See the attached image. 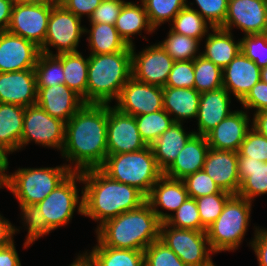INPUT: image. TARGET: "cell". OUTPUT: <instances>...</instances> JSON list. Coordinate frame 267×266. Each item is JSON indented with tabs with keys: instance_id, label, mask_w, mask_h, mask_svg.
Returning <instances> with one entry per match:
<instances>
[{
	"instance_id": "obj_1",
	"label": "cell",
	"mask_w": 267,
	"mask_h": 266,
	"mask_svg": "<svg viewBox=\"0 0 267 266\" xmlns=\"http://www.w3.org/2000/svg\"><path fill=\"white\" fill-rule=\"evenodd\" d=\"M107 122L108 104H84L66 122L61 155L72 171L82 172L104 164L108 155Z\"/></svg>"
},
{
	"instance_id": "obj_2",
	"label": "cell",
	"mask_w": 267,
	"mask_h": 266,
	"mask_svg": "<svg viewBox=\"0 0 267 266\" xmlns=\"http://www.w3.org/2000/svg\"><path fill=\"white\" fill-rule=\"evenodd\" d=\"M81 175L83 216L97 221V228L106 220L146 202V196L140 190L110 178L100 168L82 171Z\"/></svg>"
},
{
	"instance_id": "obj_3",
	"label": "cell",
	"mask_w": 267,
	"mask_h": 266,
	"mask_svg": "<svg viewBox=\"0 0 267 266\" xmlns=\"http://www.w3.org/2000/svg\"><path fill=\"white\" fill-rule=\"evenodd\" d=\"M161 224L162 221L146 201L136 209L106 220L95 228V233L103 246L144 251L160 239Z\"/></svg>"
},
{
	"instance_id": "obj_4",
	"label": "cell",
	"mask_w": 267,
	"mask_h": 266,
	"mask_svg": "<svg viewBox=\"0 0 267 266\" xmlns=\"http://www.w3.org/2000/svg\"><path fill=\"white\" fill-rule=\"evenodd\" d=\"M131 77V51L89 54L87 104L110 105Z\"/></svg>"
},
{
	"instance_id": "obj_5",
	"label": "cell",
	"mask_w": 267,
	"mask_h": 266,
	"mask_svg": "<svg viewBox=\"0 0 267 266\" xmlns=\"http://www.w3.org/2000/svg\"><path fill=\"white\" fill-rule=\"evenodd\" d=\"M100 169L110 178L137 188L146 197L163 175L151 146L135 152L108 154Z\"/></svg>"
},
{
	"instance_id": "obj_6",
	"label": "cell",
	"mask_w": 267,
	"mask_h": 266,
	"mask_svg": "<svg viewBox=\"0 0 267 266\" xmlns=\"http://www.w3.org/2000/svg\"><path fill=\"white\" fill-rule=\"evenodd\" d=\"M252 202L233 195L219 217L207 228L208 242L213 253L237 250L243 242L251 221Z\"/></svg>"
},
{
	"instance_id": "obj_7",
	"label": "cell",
	"mask_w": 267,
	"mask_h": 266,
	"mask_svg": "<svg viewBox=\"0 0 267 266\" xmlns=\"http://www.w3.org/2000/svg\"><path fill=\"white\" fill-rule=\"evenodd\" d=\"M73 171L65 164L56 167L18 168L6 174L7 190L18 204L37 205Z\"/></svg>"
},
{
	"instance_id": "obj_8",
	"label": "cell",
	"mask_w": 267,
	"mask_h": 266,
	"mask_svg": "<svg viewBox=\"0 0 267 266\" xmlns=\"http://www.w3.org/2000/svg\"><path fill=\"white\" fill-rule=\"evenodd\" d=\"M82 182L81 172H72L46 198L37 204L52 230L66 226L72 220L77 208L83 215V190L79 196L77 183Z\"/></svg>"
},
{
	"instance_id": "obj_9",
	"label": "cell",
	"mask_w": 267,
	"mask_h": 266,
	"mask_svg": "<svg viewBox=\"0 0 267 266\" xmlns=\"http://www.w3.org/2000/svg\"><path fill=\"white\" fill-rule=\"evenodd\" d=\"M187 266H216L206 231L178 229L162 222L160 239ZM207 245V246H206Z\"/></svg>"
},
{
	"instance_id": "obj_10",
	"label": "cell",
	"mask_w": 267,
	"mask_h": 266,
	"mask_svg": "<svg viewBox=\"0 0 267 266\" xmlns=\"http://www.w3.org/2000/svg\"><path fill=\"white\" fill-rule=\"evenodd\" d=\"M81 21V18L56 3L52 7L46 37L40 51L48 55L78 52L80 38L85 35L86 28L81 25ZM49 47L55 48L56 54Z\"/></svg>"
},
{
	"instance_id": "obj_11",
	"label": "cell",
	"mask_w": 267,
	"mask_h": 266,
	"mask_svg": "<svg viewBox=\"0 0 267 266\" xmlns=\"http://www.w3.org/2000/svg\"><path fill=\"white\" fill-rule=\"evenodd\" d=\"M66 122L50 116L37 104L25 107L20 150L32 141L62 152Z\"/></svg>"
},
{
	"instance_id": "obj_12",
	"label": "cell",
	"mask_w": 267,
	"mask_h": 266,
	"mask_svg": "<svg viewBox=\"0 0 267 266\" xmlns=\"http://www.w3.org/2000/svg\"><path fill=\"white\" fill-rule=\"evenodd\" d=\"M174 62L159 43L147 46L139 53L131 46L132 77L137 81L165 87Z\"/></svg>"
},
{
	"instance_id": "obj_13",
	"label": "cell",
	"mask_w": 267,
	"mask_h": 266,
	"mask_svg": "<svg viewBox=\"0 0 267 266\" xmlns=\"http://www.w3.org/2000/svg\"><path fill=\"white\" fill-rule=\"evenodd\" d=\"M54 5L14 3L7 31L41 47L44 44L48 20Z\"/></svg>"
},
{
	"instance_id": "obj_14",
	"label": "cell",
	"mask_w": 267,
	"mask_h": 266,
	"mask_svg": "<svg viewBox=\"0 0 267 266\" xmlns=\"http://www.w3.org/2000/svg\"><path fill=\"white\" fill-rule=\"evenodd\" d=\"M146 147L139 133L135 116L123 113L108 104V154L135 152Z\"/></svg>"
},
{
	"instance_id": "obj_15",
	"label": "cell",
	"mask_w": 267,
	"mask_h": 266,
	"mask_svg": "<svg viewBox=\"0 0 267 266\" xmlns=\"http://www.w3.org/2000/svg\"><path fill=\"white\" fill-rule=\"evenodd\" d=\"M114 107L132 116L162 110L163 87L143 83L131 77L121 89Z\"/></svg>"
},
{
	"instance_id": "obj_16",
	"label": "cell",
	"mask_w": 267,
	"mask_h": 266,
	"mask_svg": "<svg viewBox=\"0 0 267 266\" xmlns=\"http://www.w3.org/2000/svg\"><path fill=\"white\" fill-rule=\"evenodd\" d=\"M244 35L267 33V2L265 0H229L224 24L220 27L232 32V28Z\"/></svg>"
},
{
	"instance_id": "obj_17",
	"label": "cell",
	"mask_w": 267,
	"mask_h": 266,
	"mask_svg": "<svg viewBox=\"0 0 267 266\" xmlns=\"http://www.w3.org/2000/svg\"><path fill=\"white\" fill-rule=\"evenodd\" d=\"M40 47L9 31H0V73L34 69Z\"/></svg>"
},
{
	"instance_id": "obj_18",
	"label": "cell",
	"mask_w": 267,
	"mask_h": 266,
	"mask_svg": "<svg viewBox=\"0 0 267 266\" xmlns=\"http://www.w3.org/2000/svg\"><path fill=\"white\" fill-rule=\"evenodd\" d=\"M250 121L248 111L234 110L206 135L209 148L238 152Z\"/></svg>"
},
{
	"instance_id": "obj_19",
	"label": "cell",
	"mask_w": 267,
	"mask_h": 266,
	"mask_svg": "<svg viewBox=\"0 0 267 266\" xmlns=\"http://www.w3.org/2000/svg\"><path fill=\"white\" fill-rule=\"evenodd\" d=\"M203 170L221 190L237 195L241 186L238 178V152L209 148Z\"/></svg>"
},
{
	"instance_id": "obj_20",
	"label": "cell",
	"mask_w": 267,
	"mask_h": 266,
	"mask_svg": "<svg viewBox=\"0 0 267 266\" xmlns=\"http://www.w3.org/2000/svg\"><path fill=\"white\" fill-rule=\"evenodd\" d=\"M261 69L241 51L222 70L223 87L241 102L252 87L259 82Z\"/></svg>"
},
{
	"instance_id": "obj_21",
	"label": "cell",
	"mask_w": 267,
	"mask_h": 266,
	"mask_svg": "<svg viewBox=\"0 0 267 266\" xmlns=\"http://www.w3.org/2000/svg\"><path fill=\"white\" fill-rule=\"evenodd\" d=\"M37 102L36 76L34 69L0 73V103L23 107Z\"/></svg>"
},
{
	"instance_id": "obj_22",
	"label": "cell",
	"mask_w": 267,
	"mask_h": 266,
	"mask_svg": "<svg viewBox=\"0 0 267 266\" xmlns=\"http://www.w3.org/2000/svg\"><path fill=\"white\" fill-rule=\"evenodd\" d=\"M50 116L68 122L85 104L83 99L65 84L37 87V102Z\"/></svg>"
},
{
	"instance_id": "obj_23",
	"label": "cell",
	"mask_w": 267,
	"mask_h": 266,
	"mask_svg": "<svg viewBox=\"0 0 267 266\" xmlns=\"http://www.w3.org/2000/svg\"><path fill=\"white\" fill-rule=\"evenodd\" d=\"M231 95L224 88H218L200 94L199 109L196 116L197 135L206 136L231 112Z\"/></svg>"
},
{
	"instance_id": "obj_24",
	"label": "cell",
	"mask_w": 267,
	"mask_h": 266,
	"mask_svg": "<svg viewBox=\"0 0 267 266\" xmlns=\"http://www.w3.org/2000/svg\"><path fill=\"white\" fill-rule=\"evenodd\" d=\"M188 197L182 179L170 178L163 174L152 187L146 201L159 219L165 222L166 213L159 210V207L174 213Z\"/></svg>"
},
{
	"instance_id": "obj_25",
	"label": "cell",
	"mask_w": 267,
	"mask_h": 266,
	"mask_svg": "<svg viewBox=\"0 0 267 266\" xmlns=\"http://www.w3.org/2000/svg\"><path fill=\"white\" fill-rule=\"evenodd\" d=\"M208 150L206 136L194 134L163 174L170 178L183 179L189 174L203 170Z\"/></svg>"
},
{
	"instance_id": "obj_26",
	"label": "cell",
	"mask_w": 267,
	"mask_h": 266,
	"mask_svg": "<svg viewBox=\"0 0 267 266\" xmlns=\"http://www.w3.org/2000/svg\"><path fill=\"white\" fill-rule=\"evenodd\" d=\"M183 123L174 122L151 145L154 157L160 170L164 173L175 161L177 155L195 134L183 128Z\"/></svg>"
},
{
	"instance_id": "obj_27",
	"label": "cell",
	"mask_w": 267,
	"mask_h": 266,
	"mask_svg": "<svg viewBox=\"0 0 267 266\" xmlns=\"http://www.w3.org/2000/svg\"><path fill=\"white\" fill-rule=\"evenodd\" d=\"M238 178L241 183L238 196L254 202L257 196L267 194V162L238 156Z\"/></svg>"
},
{
	"instance_id": "obj_28",
	"label": "cell",
	"mask_w": 267,
	"mask_h": 266,
	"mask_svg": "<svg viewBox=\"0 0 267 266\" xmlns=\"http://www.w3.org/2000/svg\"><path fill=\"white\" fill-rule=\"evenodd\" d=\"M200 93L195 88L163 87V109L174 122L195 118L198 113Z\"/></svg>"
},
{
	"instance_id": "obj_29",
	"label": "cell",
	"mask_w": 267,
	"mask_h": 266,
	"mask_svg": "<svg viewBox=\"0 0 267 266\" xmlns=\"http://www.w3.org/2000/svg\"><path fill=\"white\" fill-rule=\"evenodd\" d=\"M210 30L201 55L223 70L241 51V40L235 42L233 33L220 27Z\"/></svg>"
},
{
	"instance_id": "obj_30",
	"label": "cell",
	"mask_w": 267,
	"mask_h": 266,
	"mask_svg": "<svg viewBox=\"0 0 267 266\" xmlns=\"http://www.w3.org/2000/svg\"><path fill=\"white\" fill-rule=\"evenodd\" d=\"M139 2H125L120 10L119 16L116 20L115 28L120 37L128 46H135L133 37L137 34L142 36V30L146 34L155 32V28L149 21L148 14L144 8L143 3ZM133 35V36H132Z\"/></svg>"
},
{
	"instance_id": "obj_31",
	"label": "cell",
	"mask_w": 267,
	"mask_h": 266,
	"mask_svg": "<svg viewBox=\"0 0 267 266\" xmlns=\"http://www.w3.org/2000/svg\"><path fill=\"white\" fill-rule=\"evenodd\" d=\"M25 107L0 103V145L10 154L20 150Z\"/></svg>"
},
{
	"instance_id": "obj_32",
	"label": "cell",
	"mask_w": 267,
	"mask_h": 266,
	"mask_svg": "<svg viewBox=\"0 0 267 266\" xmlns=\"http://www.w3.org/2000/svg\"><path fill=\"white\" fill-rule=\"evenodd\" d=\"M90 30L85 28L90 54H106L119 51H131L120 37L115 25L107 23H90Z\"/></svg>"
},
{
	"instance_id": "obj_33",
	"label": "cell",
	"mask_w": 267,
	"mask_h": 266,
	"mask_svg": "<svg viewBox=\"0 0 267 266\" xmlns=\"http://www.w3.org/2000/svg\"><path fill=\"white\" fill-rule=\"evenodd\" d=\"M61 61L64 70V84L78 94L87 104V80L89 56H82L80 51L56 55Z\"/></svg>"
},
{
	"instance_id": "obj_34",
	"label": "cell",
	"mask_w": 267,
	"mask_h": 266,
	"mask_svg": "<svg viewBox=\"0 0 267 266\" xmlns=\"http://www.w3.org/2000/svg\"><path fill=\"white\" fill-rule=\"evenodd\" d=\"M96 242L91 252L87 250L85 253L97 266H144V251L113 248Z\"/></svg>"
},
{
	"instance_id": "obj_35",
	"label": "cell",
	"mask_w": 267,
	"mask_h": 266,
	"mask_svg": "<svg viewBox=\"0 0 267 266\" xmlns=\"http://www.w3.org/2000/svg\"><path fill=\"white\" fill-rule=\"evenodd\" d=\"M191 5V6H190ZM189 3L173 18L171 30L178 34L201 40L207 36L210 24ZM209 25V26H208Z\"/></svg>"
},
{
	"instance_id": "obj_36",
	"label": "cell",
	"mask_w": 267,
	"mask_h": 266,
	"mask_svg": "<svg viewBox=\"0 0 267 266\" xmlns=\"http://www.w3.org/2000/svg\"><path fill=\"white\" fill-rule=\"evenodd\" d=\"M135 119L141 138L147 146H151L174 123L173 118L164 109L137 115Z\"/></svg>"
},
{
	"instance_id": "obj_37",
	"label": "cell",
	"mask_w": 267,
	"mask_h": 266,
	"mask_svg": "<svg viewBox=\"0 0 267 266\" xmlns=\"http://www.w3.org/2000/svg\"><path fill=\"white\" fill-rule=\"evenodd\" d=\"M158 43L174 61L194 60L201 55L198 39L178 34L171 29L167 38Z\"/></svg>"
},
{
	"instance_id": "obj_38",
	"label": "cell",
	"mask_w": 267,
	"mask_h": 266,
	"mask_svg": "<svg viewBox=\"0 0 267 266\" xmlns=\"http://www.w3.org/2000/svg\"><path fill=\"white\" fill-rule=\"evenodd\" d=\"M223 87L222 69L202 55L194 59V88L201 94Z\"/></svg>"
},
{
	"instance_id": "obj_39",
	"label": "cell",
	"mask_w": 267,
	"mask_h": 266,
	"mask_svg": "<svg viewBox=\"0 0 267 266\" xmlns=\"http://www.w3.org/2000/svg\"><path fill=\"white\" fill-rule=\"evenodd\" d=\"M36 87L64 84L62 61L56 55L40 53L34 68Z\"/></svg>"
},
{
	"instance_id": "obj_40",
	"label": "cell",
	"mask_w": 267,
	"mask_h": 266,
	"mask_svg": "<svg viewBox=\"0 0 267 266\" xmlns=\"http://www.w3.org/2000/svg\"><path fill=\"white\" fill-rule=\"evenodd\" d=\"M151 25L158 30L162 24L171 23L173 18L187 5V0H140Z\"/></svg>"
},
{
	"instance_id": "obj_41",
	"label": "cell",
	"mask_w": 267,
	"mask_h": 266,
	"mask_svg": "<svg viewBox=\"0 0 267 266\" xmlns=\"http://www.w3.org/2000/svg\"><path fill=\"white\" fill-rule=\"evenodd\" d=\"M21 211L22 225L26 226L27 236L25 238L24 247H30L33 243L44 235L53 231L47 224L43 213L37 205L19 204Z\"/></svg>"
},
{
	"instance_id": "obj_42",
	"label": "cell",
	"mask_w": 267,
	"mask_h": 266,
	"mask_svg": "<svg viewBox=\"0 0 267 266\" xmlns=\"http://www.w3.org/2000/svg\"><path fill=\"white\" fill-rule=\"evenodd\" d=\"M165 222L178 229L206 231L201 224L196 200L191 197H188L174 213H166Z\"/></svg>"
},
{
	"instance_id": "obj_43",
	"label": "cell",
	"mask_w": 267,
	"mask_h": 266,
	"mask_svg": "<svg viewBox=\"0 0 267 266\" xmlns=\"http://www.w3.org/2000/svg\"><path fill=\"white\" fill-rule=\"evenodd\" d=\"M232 196L233 195L231 193L221 190L219 193H214L195 199L201 224L206 230L219 217L226 202Z\"/></svg>"
},
{
	"instance_id": "obj_44",
	"label": "cell",
	"mask_w": 267,
	"mask_h": 266,
	"mask_svg": "<svg viewBox=\"0 0 267 266\" xmlns=\"http://www.w3.org/2000/svg\"><path fill=\"white\" fill-rule=\"evenodd\" d=\"M144 266H187L160 240L152 242L144 250Z\"/></svg>"
},
{
	"instance_id": "obj_45",
	"label": "cell",
	"mask_w": 267,
	"mask_h": 266,
	"mask_svg": "<svg viewBox=\"0 0 267 266\" xmlns=\"http://www.w3.org/2000/svg\"><path fill=\"white\" fill-rule=\"evenodd\" d=\"M241 40V52L262 69L267 67V33L244 35Z\"/></svg>"
},
{
	"instance_id": "obj_46",
	"label": "cell",
	"mask_w": 267,
	"mask_h": 266,
	"mask_svg": "<svg viewBox=\"0 0 267 266\" xmlns=\"http://www.w3.org/2000/svg\"><path fill=\"white\" fill-rule=\"evenodd\" d=\"M182 181L189 197L194 199L221 191V188L204 170L189 174L185 176Z\"/></svg>"
},
{
	"instance_id": "obj_47",
	"label": "cell",
	"mask_w": 267,
	"mask_h": 266,
	"mask_svg": "<svg viewBox=\"0 0 267 266\" xmlns=\"http://www.w3.org/2000/svg\"><path fill=\"white\" fill-rule=\"evenodd\" d=\"M238 156H246L266 163L267 138L251 126L240 145Z\"/></svg>"
},
{
	"instance_id": "obj_48",
	"label": "cell",
	"mask_w": 267,
	"mask_h": 266,
	"mask_svg": "<svg viewBox=\"0 0 267 266\" xmlns=\"http://www.w3.org/2000/svg\"><path fill=\"white\" fill-rule=\"evenodd\" d=\"M229 0H195L196 10L213 28L221 27L227 15Z\"/></svg>"
},
{
	"instance_id": "obj_49",
	"label": "cell",
	"mask_w": 267,
	"mask_h": 266,
	"mask_svg": "<svg viewBox=\"0 0 267 266\" xmlns=\"http://www.w3.org/2000/svg\"><path fill=\"white\" fill-rule=\"evenodd\" d=\"M165 86L194 88V60L175 61Z\"/></svg>"
},
{
	"instance_id": "obj_50",
	"label": "cell",
	"mask_w": 267,
	"mask_h": 266,
	"mask_svg": "<svg viewBox=\"0 0 267 266\" xmlns=\"http://www.w3.org/2000/svg\"><path fill=\"white\" fill-rule=\"evenodd\" d=\"M125 0H102L94 12L89 17L90 23L116 24L120 10Z\"/></svg>"
},
{
	"instance_id": "obj_51",
	"label": "cell",
	"mask_w": 267,
	"mask_h": 266,
	"mask_svg": "<svg viewBox=\"0 0 267 266\" xmlns=\"http://www.w3.org/2000/svg\"><path fill=\"white\" fill-rule=\"evenodd\" d=\"M240 103L243 110L255 109L254 113L267 110V83L257 82Z\"/></svg>"
},
{
	"instance_id": "obj_52",
	"label": "cell",
	"mask_w": 267,
	"mask_h": 266,
	"mask_svg": "<svg viewBox=\"0 0 267 266\" xmlns=\"http://www.w3.org/2000/svg\"><path fill=\"white\" fill-rule=\"evenodd\" d=\"M102 0H58L65 9L81 18L87 16L88 19Z\"/></svg>"
},
{
	"instance_id": "obj_53",
	"label": "cell",
	"mask_w": 267,
	"mask_h": 266,
	"mask_svg": "<svg viewBox=\"0 0 267 266\" xmlns=\"http://www.w3.org/2000/svg\"><path fill=\"white\" fill-rule=\"evenodd\" d=\"M254 227V237L249 242V246L253 249L259 266H267V229Z\"/></svg>"
},
{
	"instance_id": "obj_54",
	"label": "cell",
	"mask_w": 267,
	"mask_h": 266,
	"mask_svg": "<svg viewBox=\"0 0 267 266\" xmlns=\"http://www.w3.org/2000/svg\"><path fill=\"white\" fill-rule=\"evenodd\" d=\"M1 215L2 214H0V249L11 245L14 242L13 236L20 231L15 225H12L9 219Z\"/></svg>"
},
{
	"instance_id": "obj_55",
	"label": "cell",
	"mask_w": 267,
	"mask_h": 266,
	"mask_svg": "<svg viewBox=\"0 0 267 266\" xmlns=\"http://www.w3.org/2000/svg\"><path fill=\"white\" fill-rule=\"evenodd\" d=\"M14 243L0 249V266H22Z\"/></svg>"
},
{
	"instance_id": "obj_56",
	"label": "cell",
	"mask_w": 267,
	"mask_h": 266,
	"mask_svg": "<svg viewBox=\"0 0 267 266\" xmlns=\"http://www.w3.org/2000/svg\"><path fill=\"white\" fill-rule=\"evenodd\" d=\"M13 6V0H0V31H7Z\"/></svg>"
},
{
	"instance_id": "obj_57",
	"label": "cell",
	"mask_w": 267,
	"mask_h": 266,
	"mask_svg": "<svg viewBox=\"0 0 267 266\" xmlns=\"http://www.w3.org/2000/svg\"><path fill=\"white\" fill-rule=\"evenodd\" d=\"M251 125L267 138V110L254 113Z\"/></svg>"
},
{
	"instance_id": "obj_58",
	"label": "cell",
	"mask_w": 267,
	"mask_h": 266,
	"mask_svg": "<svg viewBox=\"0 0 267 266\" xmlns=\"http://www.w3.org/2000/svg\"><path fill=\"white\" fill-rule=\"evenodd\" d=\"M69 266H97L92 259L83 252L78 254L76 259Z\"/></svg>"
},
{
	"instance_id": "obj_59",
	"label": "cell",
	"mask_w": 267,
	"mask_h": 266,
	"mask_svg": "<svg viewBox=\"0 0 267 266\" xmlns=\"http://www.w3.org/2000/svg\"><path fill=\"white\" fill-rule=\"evenodd\" d=\"M9 154L10 153L2 145H0V169H2L5 173H7L9 168Z\"/></svg>"
},
{
	"instance_id": "obj_60",
	"label": "cell",
	"mask_w": 267,
	"mask_h": 266,
	"mask_svg": "<svg viewBox=\"0 0 267 266\" xmlns=\"http://www.w3.org/2000/svg\"><path fill=\"white\" fill-rule=\"evenodd\" d=\"M13 2L22 4H56L58 0H13Z\"/></svg>"
},
{
	"instance_id": "obj_61",
	"label": "cell",
	"mask_w": 267,
	"mask_h": 266,
	"mask_svg": "<svg viewBox=\"0 0 267 266\" xmlns=\"http://www.w3.org/2000/svg\"><path fill=\"white\" fill-rule=\"evenodd\" d=\"M6 187V173L0 169V189Z\"/></svg>"
},
{
	"instance_id": "obj_62",
	"label": "cell",
	"mask_w": 267,
	"mask_h": 266,
	"mask_svg": "<svg viewBox=\"0 0 267 266\" xmlns=\"http://www.w3.org/2000/svg\"><path fill=\"white\" fill-rule=\"evenodd\" d=\"M260 79L262 82L267 83V67L261 69Z\"/></svg>"
}]
</instances>
